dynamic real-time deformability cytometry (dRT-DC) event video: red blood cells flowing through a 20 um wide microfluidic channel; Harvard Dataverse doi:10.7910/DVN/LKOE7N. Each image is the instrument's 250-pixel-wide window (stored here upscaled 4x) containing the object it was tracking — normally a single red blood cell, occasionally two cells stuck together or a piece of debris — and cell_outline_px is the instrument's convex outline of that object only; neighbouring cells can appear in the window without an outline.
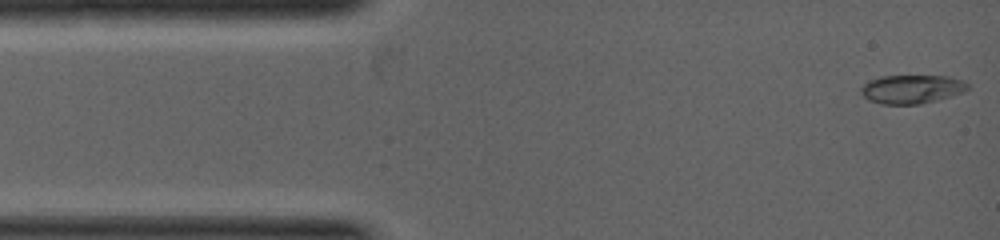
{"species": "common noctule bat (a hibernating species)", "species_latin": "Nyctalus noctula", "temperature_condition": "warm", "stored_images_in_passage": 6, "camera_frame_rate_fps": 5000, "um_per_image_px": 0.085, "animal": {"sex": "female", "body_mass_g": 19.0, "forearm_length_mm": 53.3}, "frame": {"image": 1, "passage_image": 1, "time_ms": 0.0, "image_size_px": [1000, 240], "cell_outline_px": [[968, 88], [964, 92], [936, 100], [920, 104], [880, 104], [868, 100], [860, 92], [860, 88], [868, 80], [880, 76], [948, 76], [964, 80], [968, 84]], "centroid_in_image_um": [77.48, 7.57], "position_along_channel_um": 7.5, "area_um2": 17.92}}
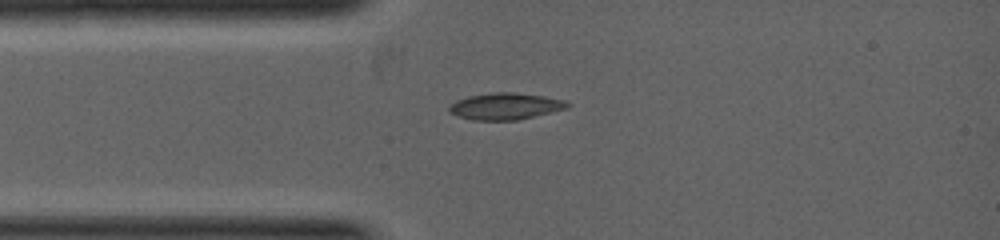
{"frame": {"image": 2, "passage_image": 4, "time_ms": 1.4, "image_size_px": [1000, 240], "cell_outline_px": [[572, 104], [568, 108], [516, 120], [472, 120], [456, 116], [448, 112], [448, 108], [456, 100], [468, 96], [492, 92], [512, 92], [544, 96], [564, 100]], "centroid_in_image_um": [42.93, 9.03], "position_along_channel_um": 42.1, "area_um2": 18.38}}
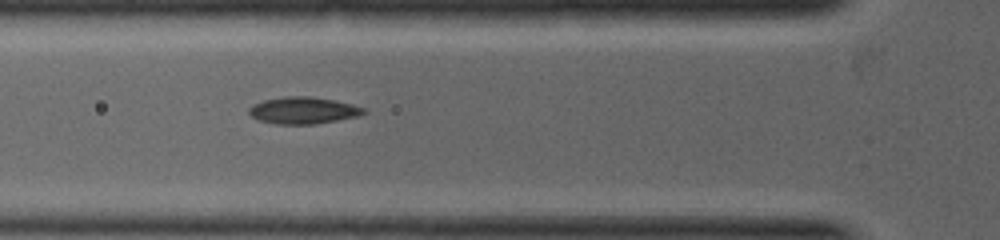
{"frame": {"image": 3, "passage_image": 6, "time_ms": 2.2, "image_size_px": [1000, 240], "cell_outline_px": [[368, 112], [356, 116], [316, 124], [276, 124], [260, 120], [252, 116], [248, 112], [248, 108], [264, 100], [284, 96], [308, 96], [336, 100], [352, 104], [364, 108]], "centroid_in_image_um": [25.79, 9.38], "position_along_channel_um": 100.0, "area_um2": 17.8}}